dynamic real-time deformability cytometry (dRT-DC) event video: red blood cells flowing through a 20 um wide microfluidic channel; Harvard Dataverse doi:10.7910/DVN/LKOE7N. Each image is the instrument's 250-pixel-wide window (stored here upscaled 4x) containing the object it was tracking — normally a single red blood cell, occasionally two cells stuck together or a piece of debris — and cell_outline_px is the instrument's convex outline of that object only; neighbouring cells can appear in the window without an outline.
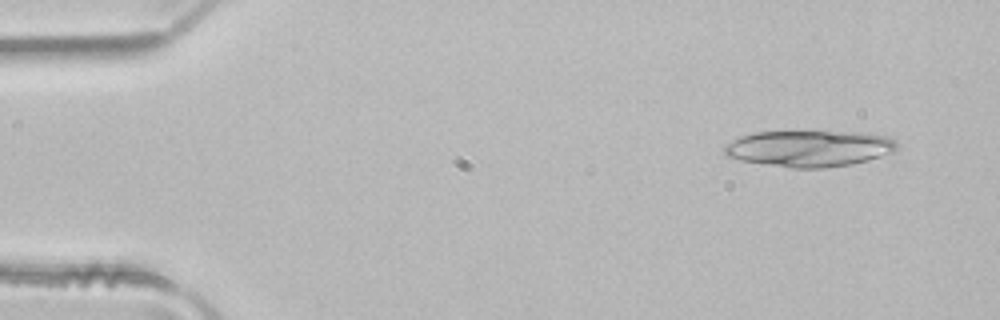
{"species": "common noctule bat (a hibernating species)", "species_latin": "Nyctalus noctula", "temperature_condition": "room temperature", "stored_images_in_passage": 3, "camera_frame_rate_fps": 3000, "um_per_image_px": 0.085, "animal": {"sex": "male", "body_mass_g": 21.5, "forearm_length_mm": 52.0}, "frame": {"image": 1, "passage_image": 1, "time_ms": 0.0, "image_size_px": [1000, 320], "cell_outline_px": [[900, 148], [896, 152], [868, 160], [852, 164], [824, 168], [792, 168], [740, 160], [728, 156], [724, 152], [724, 144], [740, 136], [752, 132], [860, 132], [888, 136], [900, 144]], "centroid_in_image_um": [68.84, 12.62], "position_along_channel_um": 16.2, "area_um2": 36.76}}